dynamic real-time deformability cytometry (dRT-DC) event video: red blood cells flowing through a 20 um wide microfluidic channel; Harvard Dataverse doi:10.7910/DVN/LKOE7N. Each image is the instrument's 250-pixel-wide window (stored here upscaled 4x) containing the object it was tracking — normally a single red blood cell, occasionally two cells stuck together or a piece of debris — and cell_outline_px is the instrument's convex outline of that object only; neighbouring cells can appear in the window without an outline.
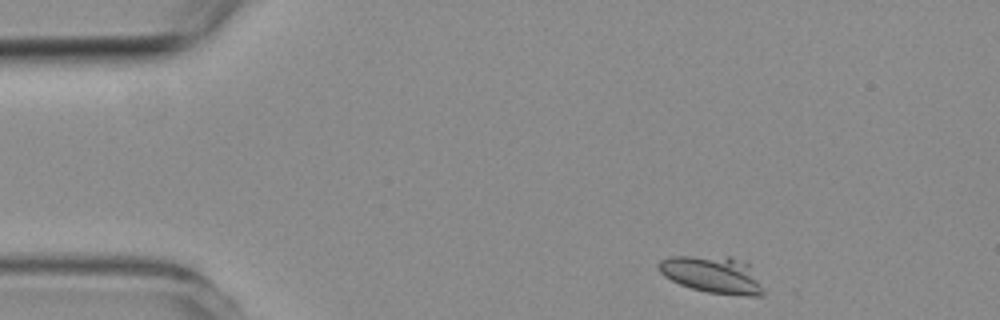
{"species": "common noctule bat (a hibernating species)", "species_latin": "Nyctalus noctula", "temperature_condition": "room temperature", "stored_images_in_passage": 4, "camera_frame_rate_fps": 3000, "um_per_image_px": 0.085, "animal": {"sex": "female", "body_mass_g": 19.3, "forearm_length_mm": 54.1}, "frame": {"image": 1, "passage_image": 1, "time_ms": 0.0, "image_size_px": [1000, 320], "cell_outline_px": [[764, 296], [748, 296], [708, 292], [692, 288], [680, 284], [664, 276], [660, 272], [656, 264], [660, 260], [668, 256], [732, 256], [748, 260], [764, 288]], "centroid_in_image_um": [60.62, 23.32], "position_along_channel_um": 24.4, "area_um2": 23.18}}
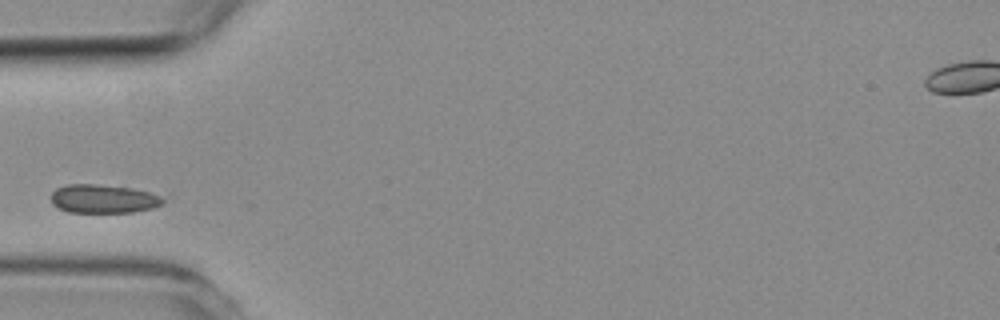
{"frame": {"image": 2, "passage_image": 3, "time_ms": 3.333, "image_size_px": [1000, 320], "cell_outline_px": [[164, 204], [152, 208], [132, 212], [68, 212], [52, 204], [52, 192], [56, 188], [68, 184], [96, 184], [132, 188], [148, 192], [160, 196], [164, 200]], "centroid_in_image_um": [8.78, 16.9], "position_along_channel_um": 76.2, "area_um2": 18.55}}
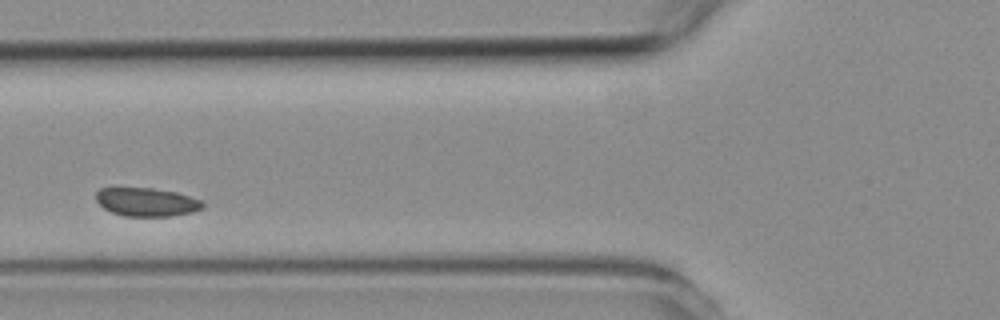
{"frame": {"image": 3, "passage_image": 4, "time_ms": 4.333, "image_size_px": [1000, 320], "cell_outline_px": [[204, 208], [192, 212], [172, 216], [124, 216], [112, 212], [104, 208], [96, 200], [96, 192], [100, 188], [152, 188], [176, 192], [204, 200]], "centroid_in_image_um": [12.5, 17.17], "position_along_channel_um": 113.3, "area_um2": 17.8}}